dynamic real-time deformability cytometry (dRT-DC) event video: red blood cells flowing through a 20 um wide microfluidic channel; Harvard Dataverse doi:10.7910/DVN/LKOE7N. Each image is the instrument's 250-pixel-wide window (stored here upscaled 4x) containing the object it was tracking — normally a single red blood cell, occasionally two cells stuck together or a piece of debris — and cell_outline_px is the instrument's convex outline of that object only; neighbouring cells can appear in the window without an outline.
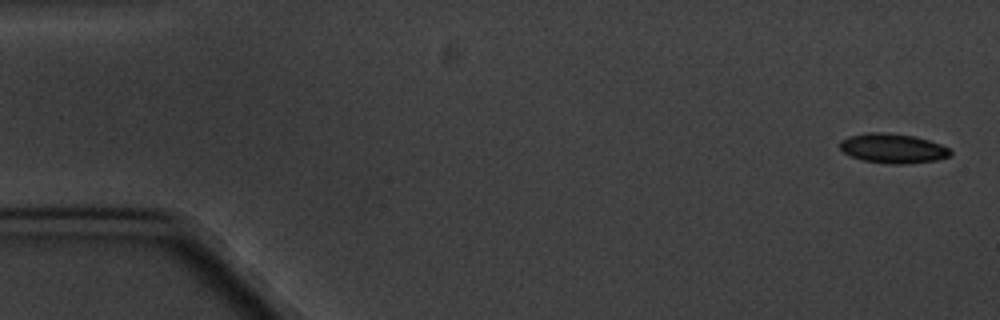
{"species": "common noctule bat (a hibernating species)", "species_latin": "Nyctalus noctula", "temperature_condition": "cold", "stored_images_in_passage": 5, "camera_frame_rate_fps": 3000, "um_per_image_px": 0.085, "animal": {"sex": "male", "body_mass_g": 20.1, "forearm_length_mm": 53.5}, "frame": {"image": 1, "passage_image": 1, "time_ms": 0.0, "image_size_px": [1000, 320], "cell_outline_px": [[952, 156], [936, 160], [904, 164], [892, 164], [864, 160], [852, 156], [844, 152], [840, 148], [840, 140], [848, 136], [868, 132], [884, 132], [916, 136], [940, 144], [948, 148], [952, 152]], "centroid_in_image_um": [75.91, 12.6], "position_along_channel_um": 9.1, "area_um2": 19.02}}
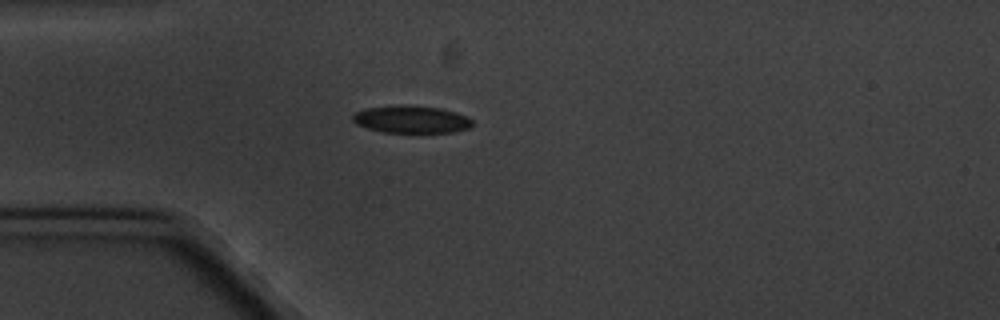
{"frame": {"image": 2, "passage_image": 5, "time_ms": 4.667, "image_size_px": [1000, 320], "cell_outline_px": [[472, 124], [468, 128], [452, 132], [384, 132], [368, 128], [356, 124], [352, 120], [352, 116], [356, 112], [364, 108], [400, 104], [408, 104], [440, 108], [456, 112], [468, 116], [472, 120]], "centroid_in_image_um": [34.95, 10.12], "position_along_channel_um": 50.1, "area_um2": 19.25}}